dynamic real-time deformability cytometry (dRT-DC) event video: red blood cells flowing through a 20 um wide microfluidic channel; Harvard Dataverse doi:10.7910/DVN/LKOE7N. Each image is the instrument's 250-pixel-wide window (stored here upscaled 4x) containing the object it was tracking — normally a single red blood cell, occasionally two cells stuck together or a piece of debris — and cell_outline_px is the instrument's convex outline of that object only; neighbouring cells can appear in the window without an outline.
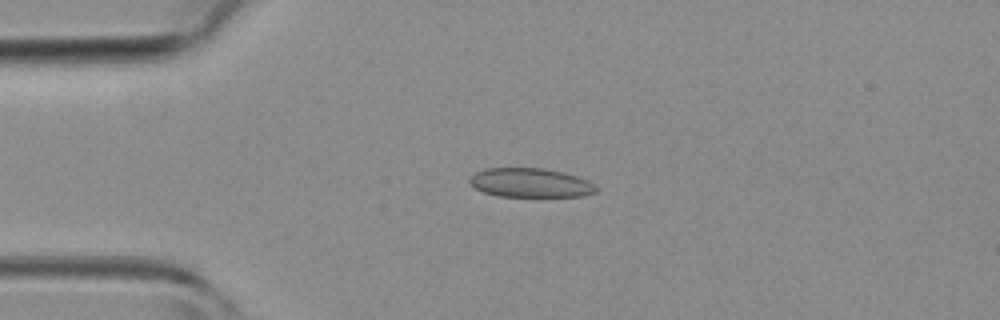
{"species": "common noctule bat (a hibernating species)", "species_latin": "Nyctalus noctula", "temperature_condition": "room temperature", "stored_images_in_passage": 38, "camera_frame_rate_fps": 3000, "um_per_image_px": 0.085, "animal": {"sex": "female", "body_mass_g": 19.3, "forearm_length_mm": 54.1}, "frame": {"image": 1, "passage_image": 4, "time_ms": 1.0, "image_size_px": [1000, 320], "cell_outline_px": [[600, 188], [596, 192], [584, 196], [500, 196], [484, 192], [476, 188], [468, 180], [476, 172], [484, 168], [544, 168], [564, 172], [588, 180]], "centroid_in_image_um": [45.13, 15.53], "position_along_channel_um": 39.9, "area_um2": 21.44}}
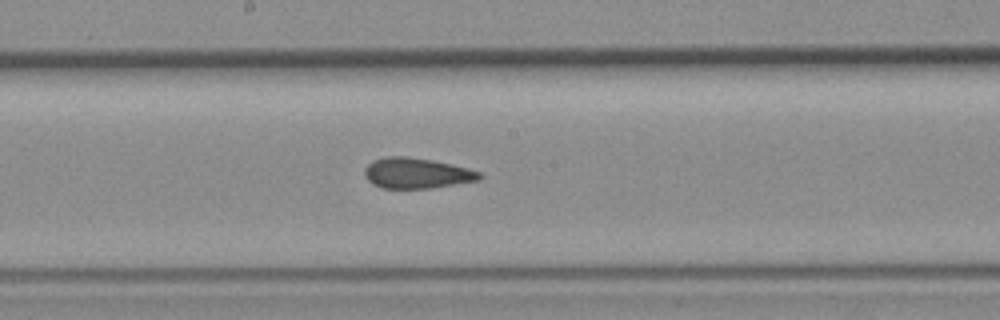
{"frame": {"image": 2, "passage_image": 17, "time_ms": 5.333, "image_size_px": [1000, 320], "cell_outline_px": [[484, 176], [480, 180], [432, 188], [380, 188], [372, 184], [364, 176], [364, 168], [372, 160], [388, 156], [404, 156], [432, 160], [452, 164], [468, 168], [480, 172]], "centroid_in_image_um": [35.41, 14.72], "position_along_channel_um": 212.8, "area_um2": 20.63}}
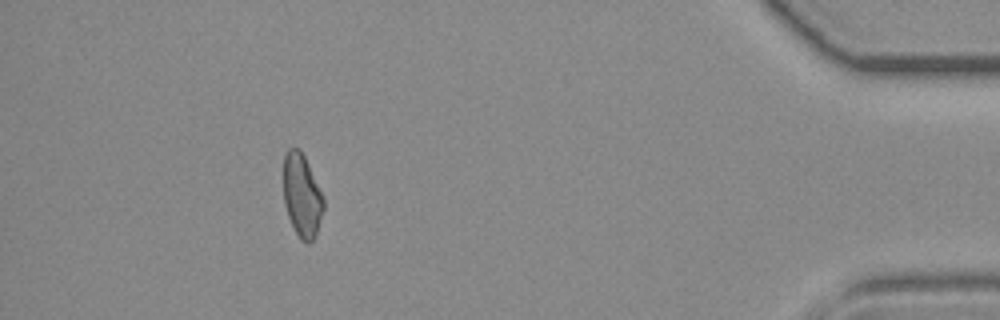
{"frame": {"image": 3, "passage_image": 34, "time_ms": 11.0, "image_size_px": [1000, 320], "cell_outline_px": [[324, 208], [316, 236], [308, 244], [300, 240], [288, 216], [284, 204], [284, 156], [288, 148], [300, 148], [324, 196]], "centroid_in_image_um": [25.68, 16.63], "position_along_channel_um": 409.5, "area_um2": 19.48}}